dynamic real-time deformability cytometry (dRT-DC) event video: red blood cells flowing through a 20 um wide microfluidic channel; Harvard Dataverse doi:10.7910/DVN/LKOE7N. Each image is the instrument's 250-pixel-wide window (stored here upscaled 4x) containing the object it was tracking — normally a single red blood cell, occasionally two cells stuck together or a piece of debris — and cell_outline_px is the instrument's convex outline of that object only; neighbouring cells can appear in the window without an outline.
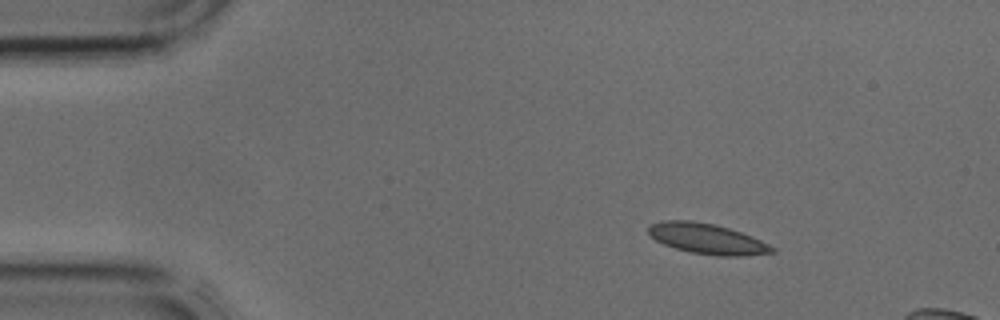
{"species": "common noctule bat (a hibernating species)", "species_latin": "Nyctalus noctula", "temperature_condition": "cold", "stored_images_in_passage": 4, "camera_frame_rate_fps": 3000, "um_per_image_px": 0.085, "animal": {"sex": "male", "body_mass_g": 17.9, "forearm_length_mm": 54.2}, "frame": {"image": 1, "passage_image": 1, "time_ms": 0.0, "image_size_px": [1000, 320], "cell_outline_px": [[776, 252], [740, 256], [716, 256], [692, 252], [676, 248], [664, 244], [656, 240], [648, 232], [648, 224], [664, 220], [692, 220], [716, 224], [752, 236], [776, 248]], "centroid_in_image_um": [60.1, 20.28], "position_along_channel_um": 24.9, "area_um2": 21.91}}